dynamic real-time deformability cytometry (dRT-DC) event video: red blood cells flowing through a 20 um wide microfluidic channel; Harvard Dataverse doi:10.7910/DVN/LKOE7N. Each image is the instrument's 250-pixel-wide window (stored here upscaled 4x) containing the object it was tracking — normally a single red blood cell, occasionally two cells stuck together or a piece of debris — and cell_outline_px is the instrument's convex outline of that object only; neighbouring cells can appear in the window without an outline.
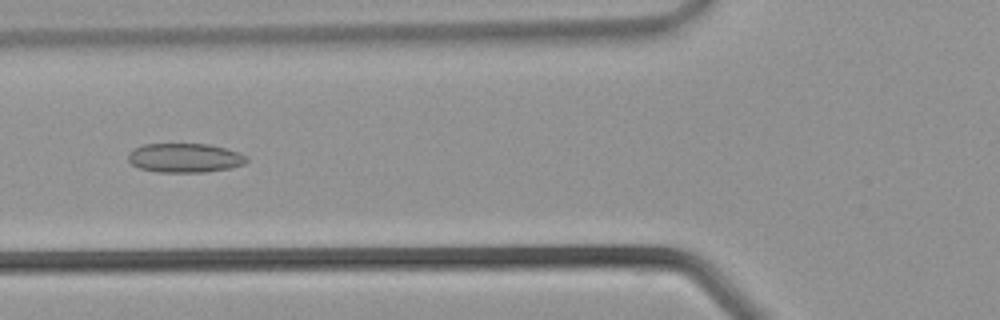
{"species": "common noctule bat (a hibernating species)", "species_latin": "Nyctalus noctula", "temperature_condition": "warm", "stored_images_in_passage": 27, "camera_frame_rate_fps": 3000, "um_per_image_px": 0.085, "animal": {"sex": "male", "body_mass_g": 21.5, "forearm_length_mm": 52.0}, "frame": {"image": 1, "passage_image": 6, "time_ms": 1.667, "image_size_px": [1000, 320], "cell_outline_px": [[248, 160], [244, 164], [228, 168], [204, 172], [156, 172], [140, 168], [132, 164], [128, 160], [128, 152], [144, 144], [208, 144], [240, 152], [248, 156]], "centroid_in_image_um": [15.72, 13.42], "position_along_channel_um": 110.1, "area_um2": 20.11}}
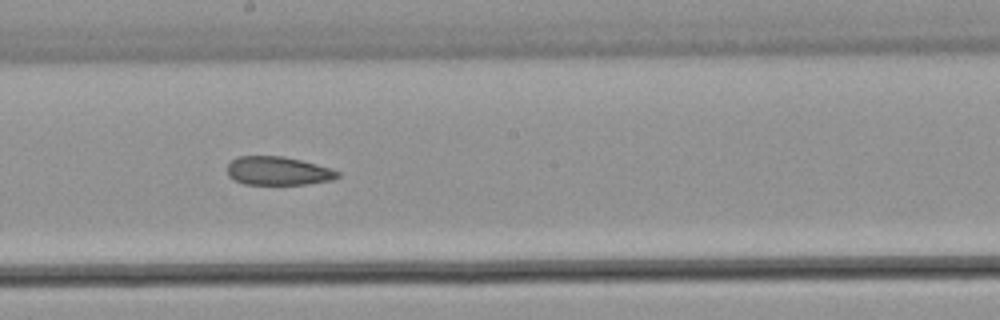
{"frame": {"image": 2, "passage_image": 12, "time_ms": 3.667, "image_size_px": [1000, 320], "cell_outline_px": [[340, 176], [332, 180], [308, 184], [244, 184], [228, 176], [228, 164], [232, 160], [240, 156], [284, 156], [300, 160], [328, 168], [340, 172]], "centroid_in_image_um": [23.63, 14.53], "position_along_channel_um": 224.6, "area_um2": 18.15}}
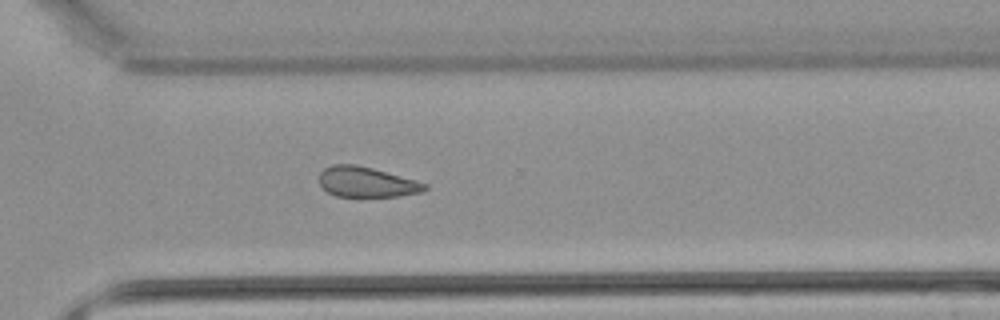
{"frame": {"image": 3, "passage_image": 18, "time_ms": 5.667, "image_size_px": [1000, 320], "cell_outline_px": [[428, 188], [424, 192], [400, 196], [336, 196], [328, 192], [320, 184], [320, 172], [324, 168], [332, 164], [356, 164], [372, 168], [416, 180], [428, 184]], "centroid_in_image_um": [31.19, 15.47], "position_along_channel_um": 339.4, "area_um2": 18.61}}